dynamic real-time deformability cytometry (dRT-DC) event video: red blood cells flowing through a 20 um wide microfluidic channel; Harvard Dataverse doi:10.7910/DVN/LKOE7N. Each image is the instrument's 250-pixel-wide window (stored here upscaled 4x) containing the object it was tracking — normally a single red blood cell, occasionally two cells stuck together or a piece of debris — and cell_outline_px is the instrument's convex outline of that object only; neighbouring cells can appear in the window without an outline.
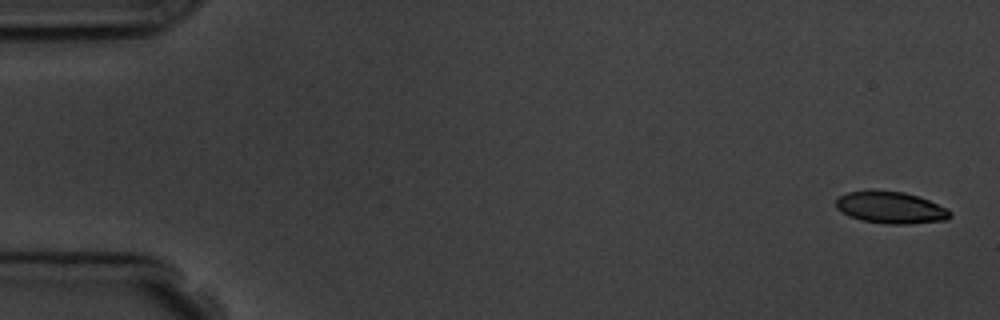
{"species": "common noctule bat (a hibernating species)", "species_latin": "Nyctalus noctula", "temperature_condition": "room temperature", "stored_images_in_passage": 5, "camera_frame_rate_fps": 3000, "um_per_image_px": 0.085, "animal": {"sex": "male", "body_mass_g": 19.5, "forearm_length_mm": 54.6}, "frame": {"image": 1, "passage_image": 1, "time_ms": 0.0, "image_size_px": [1000, 320], "cell_outline_px": [[952, 216], [944, 220], [908, 224], [888, 224], [860, 220], [848, 216], [836, 208], [836, 200], [840, 196], [848, 192], [868, 188], [872, 188], [904, 192], [928, 200], [948, 208], [952, 212]], "centroid_in_image_um": [75.68, 17.62], "position_along_channel_um": 9.3, "area_um2": 21.62}}
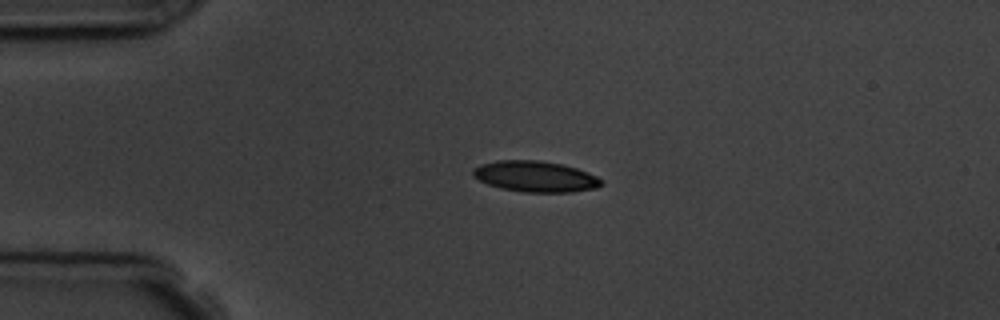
{"frame": {"image": 2, "passage_image": 4, "time_ms": 3.667, "image_size_px": [1000, 320], "cell_outline_px": [[604, 184], [596, 188], [572, 192], [524, 192], [500, 188], [488, 184], [472, 176], [472, 168], [480, 164], [496, 160], [540, 160], [560, 164], [576, 168], [588, 172], [604, 180]], "centroid_in_image_um": [45.5, 15.0], "position_along_channel_um": 39.5, "area_um2": 23.29}}